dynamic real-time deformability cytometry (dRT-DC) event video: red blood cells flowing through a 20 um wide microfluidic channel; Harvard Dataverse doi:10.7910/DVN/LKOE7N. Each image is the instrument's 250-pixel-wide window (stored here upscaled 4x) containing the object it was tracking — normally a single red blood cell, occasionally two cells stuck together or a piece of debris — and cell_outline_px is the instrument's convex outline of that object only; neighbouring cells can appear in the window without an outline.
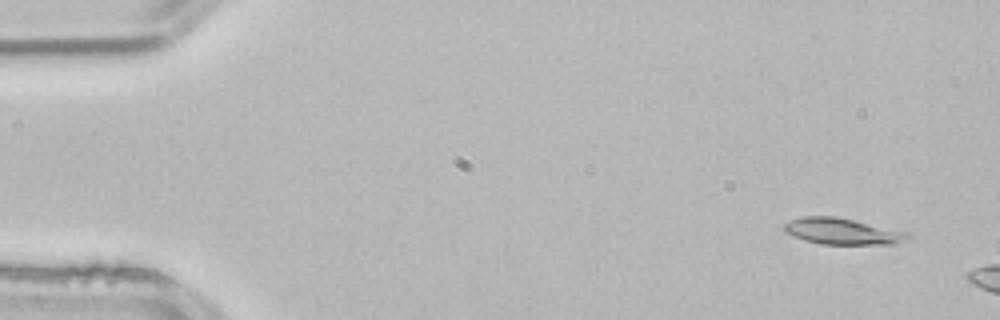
{"species": "common noctule bat (a hibernating species)", "species_latin": "Nyctalus noctula", "temperature_condition": "room temperature", "stored_images_in_passage": 4, "camera_frame_rate_fps": 3000, "um_per_image_px": 0.085, "animal": {"sex": "male", "body_mass_g": 21.5, "forearm_length_mm": 52.0}, "frame": {"image": 1, "passage_image": 1, "time_ms": 0.0, "image_size_px": [1000, 320], "cell_outline_px": [[912, 236], [908, 240], [896, 244], [820, 244], [804, 240], [784, 232], [784, 224], [792, 220], [804, 216], [836, 216], [908, 232]], "centroid_in_image_um": [71.63, 19.67], "position_along_channel_um": 13.4, "area_um2": 18.96}}